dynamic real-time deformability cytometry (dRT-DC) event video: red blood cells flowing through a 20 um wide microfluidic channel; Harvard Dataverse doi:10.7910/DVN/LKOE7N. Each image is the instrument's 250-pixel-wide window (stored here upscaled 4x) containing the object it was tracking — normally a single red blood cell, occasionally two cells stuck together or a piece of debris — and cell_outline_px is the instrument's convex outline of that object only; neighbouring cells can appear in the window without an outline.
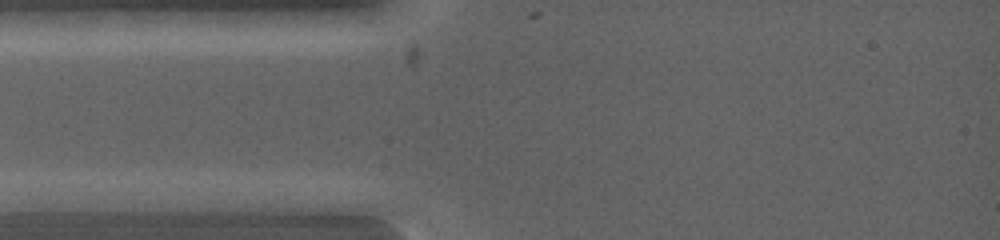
{"species": "common noctule bat (a hibernating species)", "species_latin": "Nyctalus noctula", "temperature_condition": "warm", "stored_images_in_passage": 4, "segment_of_instrument_passage": [1, 2], "camera_frame_rate_fps": 5000, "um_per_image_px": 0.085, "animal": {"sex": "female", "body_mass_g": 19.0, "forearm_length_mm": 53.3}, "frame": {"image": 1, "passage_image": 1, "time_ms": 0.0, "image_size_px": [1000, 240], "cell_outline_px": [[124, 200], [88, 208], [60, 212], [28, 212], [16, 200], [16, 192], [100, 192]], "centroid_in_image_um": [5.3, 17.07], "position_along_channel_um": 79.7, "area_um2": 11.91}}